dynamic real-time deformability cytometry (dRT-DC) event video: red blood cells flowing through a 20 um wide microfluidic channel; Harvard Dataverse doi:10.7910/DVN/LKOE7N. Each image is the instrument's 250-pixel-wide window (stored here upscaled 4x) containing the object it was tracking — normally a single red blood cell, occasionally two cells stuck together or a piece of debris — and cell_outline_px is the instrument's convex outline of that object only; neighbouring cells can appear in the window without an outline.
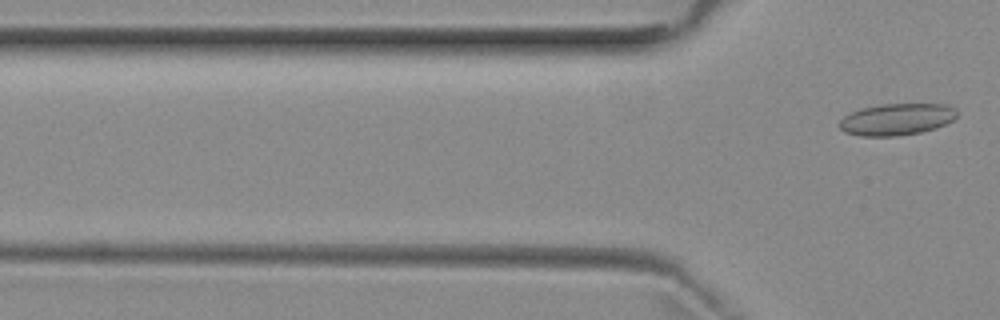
{"species": "common noctule bat (a hibernating species)", "species_latin": "Nyctalus noctula", "temperature_condition": "room temperature", "stored_images_in_passage": 3, "camera_frame_rate_fps": 3000, "um_per_image_px": 0.085, "animal": {"sex": "female", "body_mass_g": 29.2, "forearm_length_mm": 56.3}, "frame": {"image": 1, "passage_image": 3, "time_ms": 2.333, "image_size_px": [1000, 320], "cell_outline_px": [[956, 116], [952, 120], [936, 128], [920, 132], [896, 136], [860, 136], [844, 132], [840, 128], [840, 120], [844, 116], [860, 108], [884, 104], [944, 104], [956, 108]], "centroid_in_image_um": [76.2, 10.14], "position_along_channel_um": 49.6, "area_um2": 21.62}}